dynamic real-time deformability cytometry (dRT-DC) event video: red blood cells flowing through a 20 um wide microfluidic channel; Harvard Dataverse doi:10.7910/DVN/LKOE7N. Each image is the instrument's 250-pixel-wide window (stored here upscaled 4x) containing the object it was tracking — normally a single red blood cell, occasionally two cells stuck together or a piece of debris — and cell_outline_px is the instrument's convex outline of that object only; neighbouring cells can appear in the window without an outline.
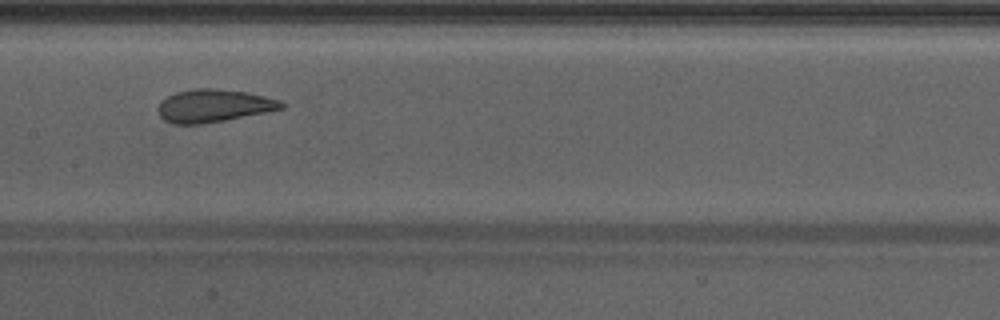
{"species": "Egyptian fruit bat (a non-hibernating species)", "species_latin": "Rousettus aegyptiacus", "temperature_condition": "warm", "stored_images_in_passage": 43, "camera_frame_rate_fps": 3000, "um_per_image_px": 0.085, "animal": {"sex": "male"}, "frame": {"image": 1, "passage_image": 19, "time_ms": 6.0, "image_size_px": [1000, 320], "cell_outline_px": [[284, 108], [224, 120], [196, 124], [172, 124], [164, 120], [160, 116], [156, 108], [160, 100], [176, 92], [196, 88], [216, 88], [244, 92], [264, 96], [280, 100], [284, 104]], "centroid_in_image_um": [18.09, 8.98], "position_along_channel_um": 189.3, "area_um2": 23.41}, "authors_computed_cell_mechanics": {"area_um2": 25.143, "velocity_mm_per_s": 4.2733, "shape_relaxation_time_tau1_ms": 7.3328, "shape_relaxation_time_tau2_ms": 0.9835, "deformation_change_tau1": 0.1922, "deformation_change_tau2": 0.0688}}